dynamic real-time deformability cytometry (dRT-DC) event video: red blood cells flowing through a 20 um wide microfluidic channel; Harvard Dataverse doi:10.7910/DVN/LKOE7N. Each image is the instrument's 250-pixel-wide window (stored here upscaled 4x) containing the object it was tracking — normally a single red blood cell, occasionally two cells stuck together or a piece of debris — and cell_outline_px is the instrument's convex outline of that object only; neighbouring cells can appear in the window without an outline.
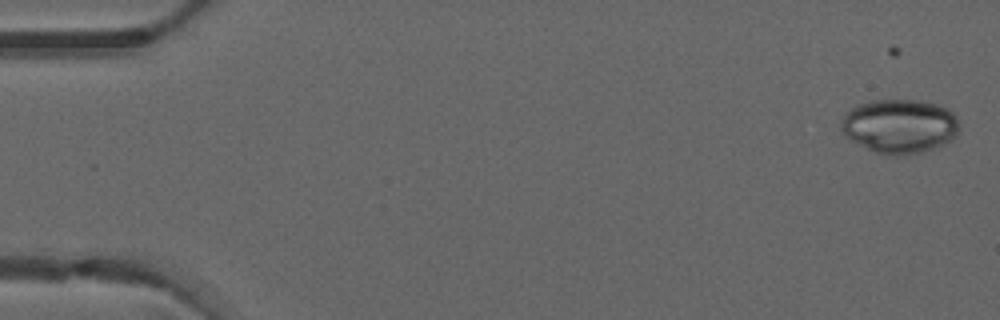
{"species": "common noctule bat (a hibernating species)", "species_latin": "Nyctalus noctula", "temperature_condition": "warm", "stored_images_in_passage": 9, "camera_frame_rate_fps": 3000, "um_per_image_px": 0.085, "animal": {"sex": "male", "forearm_length_mm": 52.5}, "frame": {"image": 1, "passage_image": 2, "time_ms": 0.333, "image_size_px": [1000, 320], "cell_outline_px": [[960, 124], [956, 136], [944, 144], [920, 152], [900, 156], [896, 156], [876, 152], [844, 136], [840, 128], [840, 120], [856, 104], [868, 100], [916, 100], [936, 104], [948, 108], [956, 116]], "centroid_in_image_um": [76.46, 10.71], "position_along_channel_um": 8.5, "area_um2": 37.34}}